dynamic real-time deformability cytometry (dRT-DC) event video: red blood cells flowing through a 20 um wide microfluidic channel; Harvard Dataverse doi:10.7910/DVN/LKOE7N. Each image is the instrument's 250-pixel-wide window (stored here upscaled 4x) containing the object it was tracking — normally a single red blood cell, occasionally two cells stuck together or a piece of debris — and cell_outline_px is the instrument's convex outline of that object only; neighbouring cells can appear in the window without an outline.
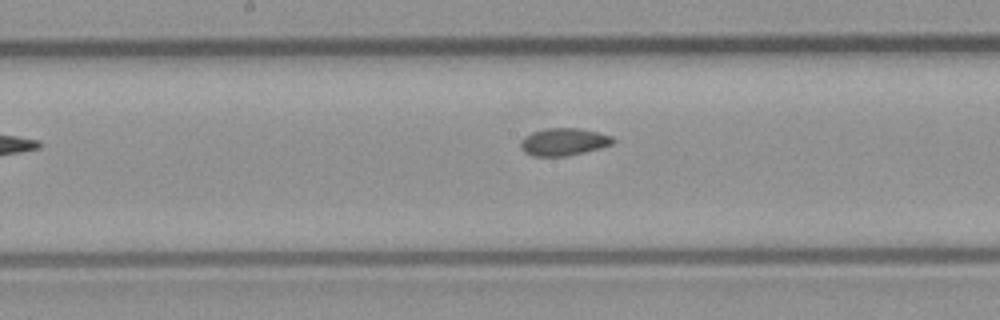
{"species": "common noctule bat (a hibernating species)", "species_latin": "Nyctalus noctula", "temperature_condition": "room temperature", "stored_images_in_passage": 9, "camera_frame_rate_fps": 3000, "um_per_image_px": 0.085, "animal": {"sex": "male", "body_mass_g": 23.1, "forearm_length_mm": 52.7}, "frame": {"image": 1, "passage_image": 8, "time_ms": 2.333, "image_size_px": [1000, 320], "cell_outline_px": [[616, 140], [612, 144], [600, 148], [584, 152], [564, 156], [532, 156], [524, 152], [520, 148], [520, 140], [524, 136], [532, 132], [544, 128], [580, 128], [612, 136]], "centroid_in_image_um": [47.88, 12.05], "position_along_channel_um": 200.3, "area_um2": 14.85}}
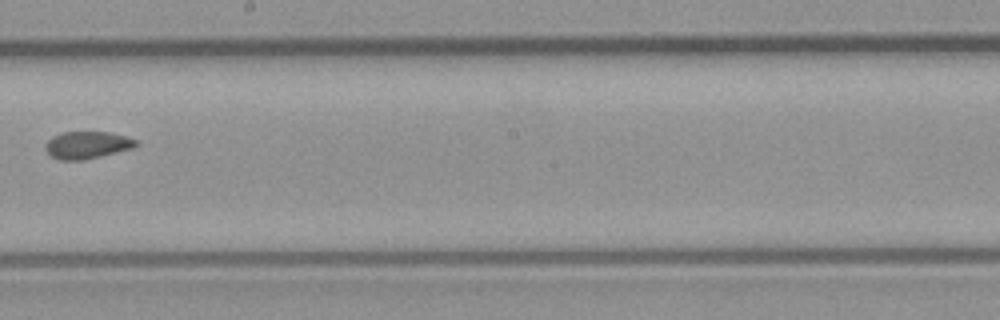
{"frame": {"image": 2, "passage_image": 9, "time_ms": 2.667, "image_size_px": [1000, 320], "cell_outline_px": [[136, 144], [132, 148], [84, 160], [60, 160], [52, 156], [44, 148], [48, 140], [52, 136], [64, 132], [108, 132], [124, 136], [136, 140]], "centroid_in_image_um": [7.36, 12.32], "position_along_channel_um": 240.8, "area_um2": 14.1}}